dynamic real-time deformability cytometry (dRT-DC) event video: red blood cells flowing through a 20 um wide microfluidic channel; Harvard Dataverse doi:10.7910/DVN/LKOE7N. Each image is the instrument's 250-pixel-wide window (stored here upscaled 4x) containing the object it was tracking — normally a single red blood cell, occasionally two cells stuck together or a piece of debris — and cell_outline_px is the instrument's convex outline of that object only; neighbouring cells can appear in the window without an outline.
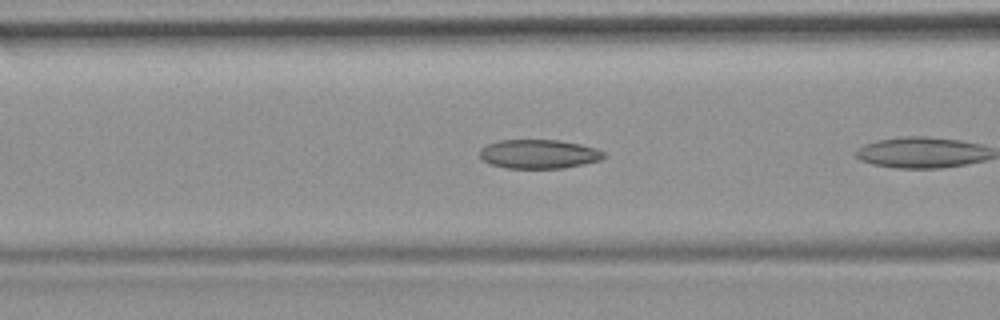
{"species": "common noctule bat (a hibernating species)", "species_latin": "Nyctalus noctula", "temperature_condition": "room temperature", "stored_images_in_passage": 6, "camera_frame_rate_fps": 3000, "um_per_image_px": 0.085, "animal": {"sex": "female", "body_mass_g": 19.9}, "frame": {"image": 1, "passage_image": 5, "time_ms": 1.333, "image_size_px": [1000, 320], "cell_outline_px": [[608, 156], [600, 160], [584, 164], [564, 168], [504, 168], [480, 160], [480, 148], [488, 144], [500, 140], [560, 140], [580, 144], [596, 148], [604, 152]], "centroid_in_image_um": [45.81, 13.09], "position_along_channel_um": 120.8, "area_um2": 21.15}}